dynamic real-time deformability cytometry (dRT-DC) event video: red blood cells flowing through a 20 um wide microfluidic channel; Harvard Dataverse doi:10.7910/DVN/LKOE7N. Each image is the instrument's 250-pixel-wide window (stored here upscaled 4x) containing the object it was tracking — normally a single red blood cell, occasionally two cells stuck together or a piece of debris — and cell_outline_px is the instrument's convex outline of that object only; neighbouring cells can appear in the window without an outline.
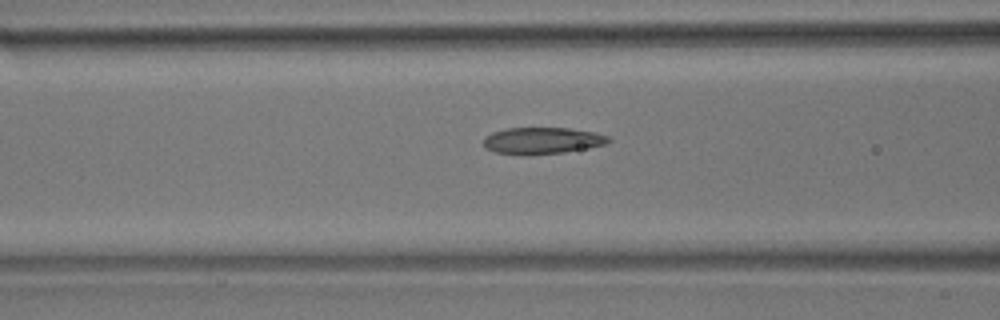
{"species": "common noctule bat (a hibernating species)", "species_latin": "Nyctalus noctula", "temperature_condition": "room temperature", "stored_images_in_passage": 41, "camera_frame_rate_fps": 3000, "um_per_image_px": 0.085, "animal": {"sex": "male", "body_mass_g": 17.9}, "frame": {"image": 1, "passage_image": 12, "time_ms": 3.667, "image_size_px": [1000, 320], "cell_outline_px": [[612, 140], [604, 144], [588, 148], [564, 152], [532, 156], [520, 156], [496, 152], [488, 148], [484, 144], [484, 136], [492, 132], [508, 128], [568, 128], [596, 132], [608, 136]], "centroid_in_image_um": [46.09, 11.97], "position_along_channel_um": 120.5, "area_um2": 19.65}}
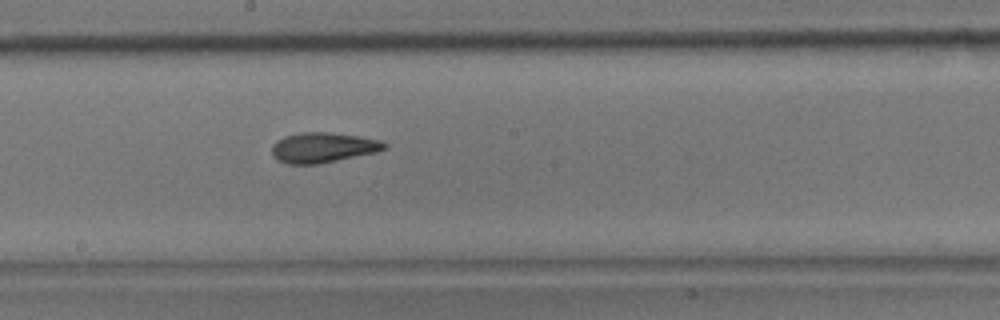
{"frame": {"image": 2, "passage_image": 20, "time_ms": 6.333, "image_size_px": [1000, 320], "cell_outline_px": [[388, 148], [376, 152], [320, 164], [288, 164], [276, 160], [272, 156], [272, 144], [276, 140], [284, 136], [300, 132], [328, 132], [356, 136], [380, 140], [388, 144]], "centroid_in_image_um": [27.42, 12.55], "position_along_channel_um": 220.8, "area_um2": 19.94}}
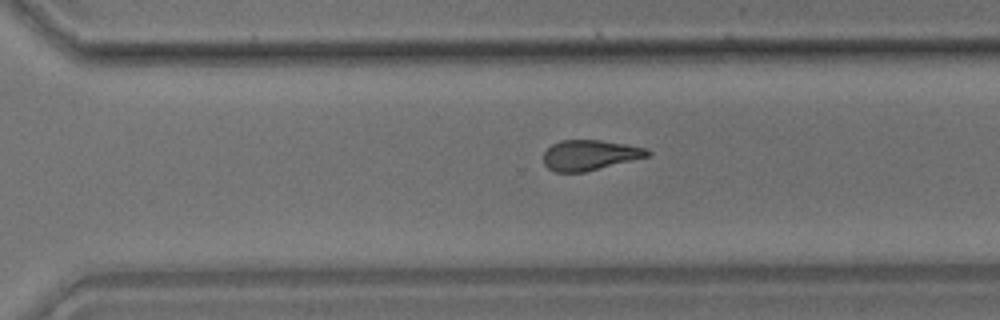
{"frame": {"image": 3, "passage_image": 28, "time_ms": 9.0, "image_size_px": [1000, 320], "cell_outline_px": [[652, 152], [648, 156], [584, 172], [556, 172], [548, 168], [544, 164], [544, 152], [552, 144], [560, 140], [600, 140], [648, 148]], "centroid_in_image_um": [50.12, 13.17], "position_along_channel_um": 320.5, "area_um2": 18.21}, "authors_computed_cell_mechanics": {"area_um2": 19.074, "velocity_mm_per_s": 3.7525, "shape_relaxation_time_tau1_ms": 11.1226, "shape_relaxation_time_tau2_ms": 3.4493, "deformation_change_tau1": 0.2421, "deformation_change_tau2": 0.1115}}